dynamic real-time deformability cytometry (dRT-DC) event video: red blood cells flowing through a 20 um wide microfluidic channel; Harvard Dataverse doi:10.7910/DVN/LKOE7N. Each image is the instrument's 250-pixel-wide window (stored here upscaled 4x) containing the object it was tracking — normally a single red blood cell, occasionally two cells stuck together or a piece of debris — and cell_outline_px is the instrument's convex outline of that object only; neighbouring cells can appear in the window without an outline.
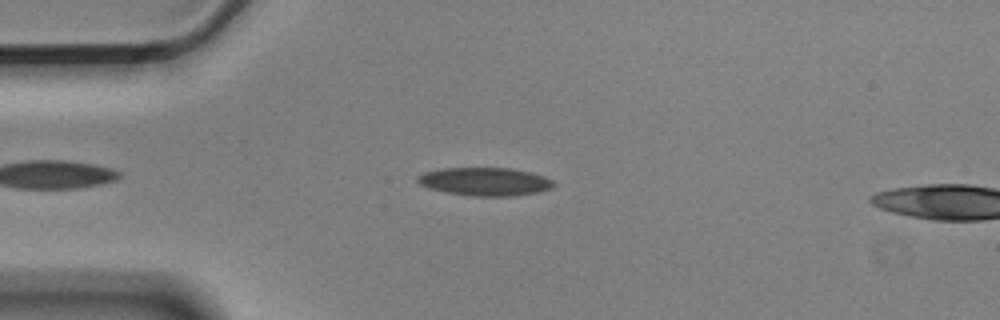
{"species": "Egyptian fruit bat (a non-hibernating species)", "species_latin": "Rousettus aegyptiacus", "temperature_condition": "cold", "stored_images_in_passage": 11, "camera_frame_rate_fps": 3000, "um_per_image_px": 0.085, "animal": {"sex": "male"}, "frame": {"image": 1, "passage_image": 8, "time_ms": 2.333, "image_size_px": [1000, 320], "cell_outline_px": [[556, 184], [552, 188], [540, 192], [512, 196], [472, 196], [448, 192], [428, 188], [420, 184], [416, 180], [416, 176], [424, 172], [444, 168], [512, 168], [532, 172], [544, 176], [552, 180]], "centroid_in_image_um": [41.25, 15.43], "position_along_channel_um": 43.8, "area_um2": 22.48}}